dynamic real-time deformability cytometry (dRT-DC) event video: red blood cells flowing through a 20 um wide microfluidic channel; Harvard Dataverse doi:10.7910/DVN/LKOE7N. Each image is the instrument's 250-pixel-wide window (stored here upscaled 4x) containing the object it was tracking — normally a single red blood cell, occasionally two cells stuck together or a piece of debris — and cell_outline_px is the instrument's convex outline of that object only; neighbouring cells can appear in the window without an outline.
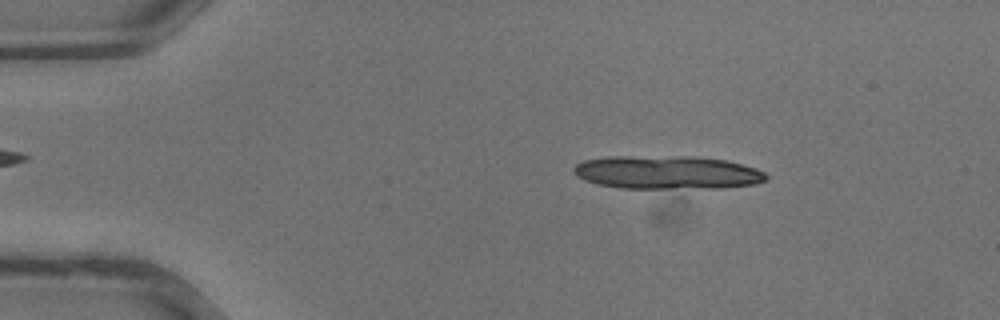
{"species": "common noctule bat (a hibernating species)", "species_latin": "Nyctalus noctula", "temperature_condition": "warm", "stored_images_in_passage": 19, "segment_of_instrument_passage": [1, 2], "camera_frame_rate_fps": 3000, "um_per_image_px": 0.085, "animal": {"sex": "male", "body_mass_g": 13.3}, "frame": {"image": 1, "passage_image": 5, "time_ms": 1.333, "image_size_px": [1000, 320], "cell_outline_px": [[768, 180], [756, 184], [720, 188], [620, 188], [596, 184], [584, 180], [576, 176], [572, 172], [572, 168], [576, 164], [584, 160], [608, 156], [696, 156], [728, 160], [756, 168], [764, 172], [768, 176]], "centroid_in_image_um": [56.7, 14.65], "position_along_channel_um": 28.3, "area_um2": 38.03}}